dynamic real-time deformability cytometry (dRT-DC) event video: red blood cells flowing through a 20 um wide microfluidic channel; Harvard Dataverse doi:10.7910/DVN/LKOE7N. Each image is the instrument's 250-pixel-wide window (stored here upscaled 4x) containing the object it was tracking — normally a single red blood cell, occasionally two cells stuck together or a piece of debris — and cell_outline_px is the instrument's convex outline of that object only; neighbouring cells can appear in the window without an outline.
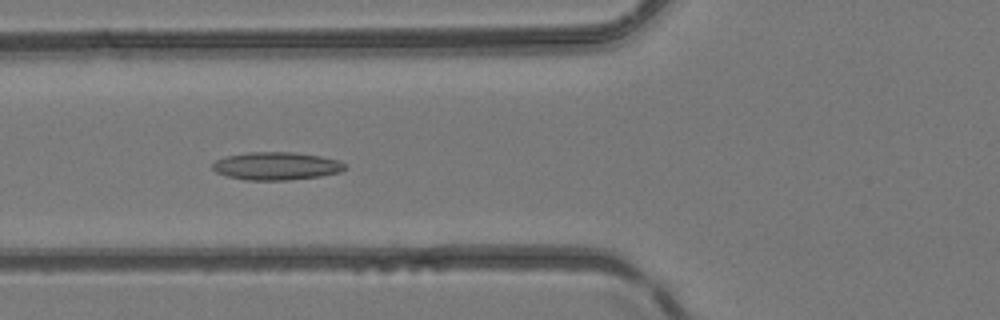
{"species": "common noctule bat (a hibernating species)", "species_latin": "Nyctalus noctula", "temperature_condition": "room temperature", "stored_images_in_passage": 9, "camera_frame_rate_fps": 3000, "um_per_image_px": 0.085, "animal": {"sex": "female", "body_mass_g": 24.6, "forearm_length_mm": 56.2}, "frame": {"image": 1, "passage_image": 7, "time_ms": 2.0, "image_size_px": [1000, 320], "cell_outline_px": [[348, 168], [340, 172], [320, 176], [288, 180], [248, 180], [228, 176], [216, 172], [212, 168], [212, 164], [216, 160], [228, 156], [248, 152], [292, 152], [320, 156], [340, 160], [348, 164]], "centroid_in_image_um": [23.55, 14.11], "position_along_channel_um": 102.3, "area_um2": 21.56}}